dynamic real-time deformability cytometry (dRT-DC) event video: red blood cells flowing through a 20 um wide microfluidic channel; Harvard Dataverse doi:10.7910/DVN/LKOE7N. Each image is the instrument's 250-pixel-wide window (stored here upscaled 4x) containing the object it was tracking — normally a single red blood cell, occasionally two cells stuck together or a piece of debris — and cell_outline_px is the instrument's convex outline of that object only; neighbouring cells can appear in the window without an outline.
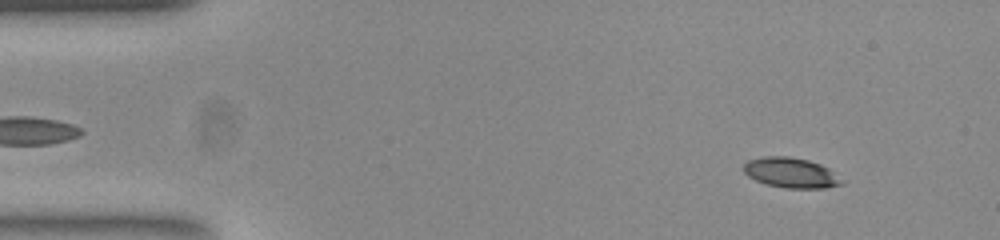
{"species": "common noctule bat (a hibernating species)", "species_latin": "Nyctalus noctula", "temperature_condition": "room temperature", "stored_images_in_passage": 52, "camera_frame_rate_fps": 3000, "um_per_image_px": 0.085, "animal": {"sex": "female", "body_mass_g": 23.0, "forearm_length_mm": 53.4}, "frame": {"image": 1, "passage_image": 5, "time_ms": 1.333, "image_size_px": [1000, 240], "cell_outline_px": [[844, 184], [824, 188], [788, 188], [768, 184], [756, 180], [748, 176], [744, 172], [744, 164], [748, 160], [764, 156], [788, 156], [808, 160], [820, 164], [828, 168]], "centroid_in_image_um": [67.2, 14.67], "position_along_channel_um": 17.8, "area_um2": 16.94}}
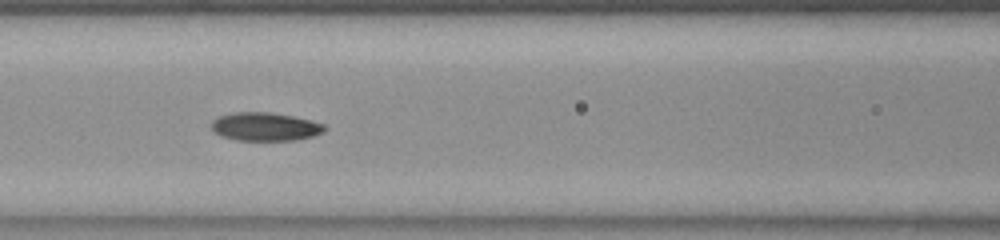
{"frame": {"image": 2, "passage_image": 22, "time_ms": 7.0, "image_size_px": [1000, 240], "cell_outline_px": [[324, 128], [320, 132], [312, 136], [296, 140], [236, 140], [220, 136], [212, 128], [212, 120], [220, 116], [232, 112], [268, 112], [292, 116], [324, 124]], "centroid_in_image_um": [22.48, 10.76], "position_along_channel_um": 144.1, "area_um2": 18.38}}
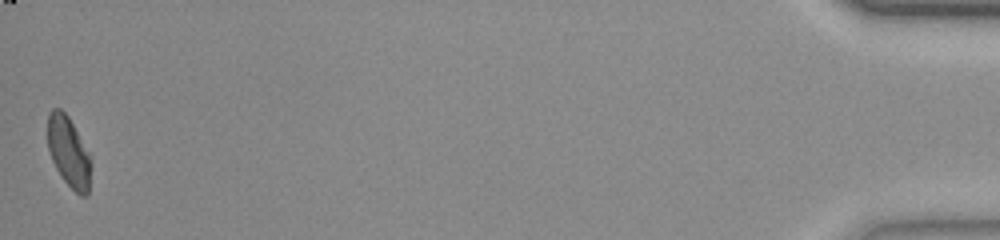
{"frame": {"image": 3, "passage_image": 52, "time_ms": 17.0, "image_size_px": [1000, 240], "cell_outline_px": [[88, 196], [80, 196], [64, 180], [56, 168], [52, 160], [48, 148], [48, 112], [52, 108], [60, 108], [68, 116], [88, 152]], "centroid_in_image_um": [5.78, 12.87], "position_along_channel_um": 429.4, "area_um2": 17.05}, "authors_computed_cell_mechanics": {"area_um2": 17.9758, "velocity_mm_per_s": 3.8611, "shape_relaxation_time_tau1_ms": 7.4462, "shape_relaxation_time_tau2_ms": 2.4249, "deformation_change_tau1": 0.1711, "deformation_change_tau2": 0.0654}}